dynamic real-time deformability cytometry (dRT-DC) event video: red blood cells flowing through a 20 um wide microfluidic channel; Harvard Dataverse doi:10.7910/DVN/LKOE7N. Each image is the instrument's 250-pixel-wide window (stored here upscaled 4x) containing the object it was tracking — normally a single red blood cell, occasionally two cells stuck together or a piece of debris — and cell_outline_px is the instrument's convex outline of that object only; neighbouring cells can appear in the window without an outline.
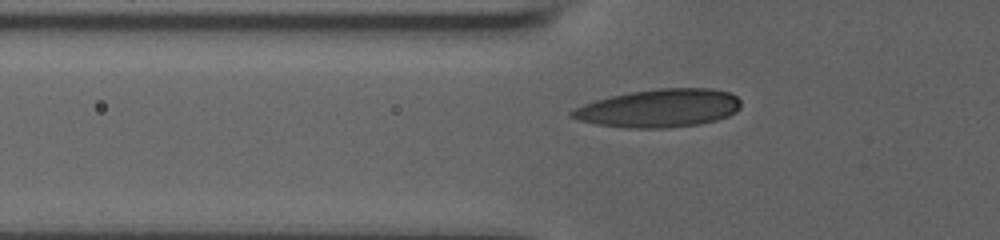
{"species": "human", "species_latin": "Homo sapiens", "temperature_condition": "room temperature", "stored_images_in_passage": 41, "camera_frame_rate_fps": 3000, "um_per_image_px": 0.085, "donor": {"sex": "male"}, "frame": {"image": 1, "passage_image": 2, "time_ms": 0.333, "image_size_px": [1000, 240], "cell_outline_px": [[740, 108], [736, 112], [728, 116], [716, 120], [700, 124], [664, 128], [628, 128], [596, 124], [580, 120], [568, 116], [568, 112], [584, 104], [596, 100], [612, 96], [632, 92], [660, 88], [712, 88], [728, 92], [736, 96], [740, 100]], "centroid_in_image_um": [56.04, 9.2], "position_along_channel_um": 69.8, "area_um2": 37.45}}
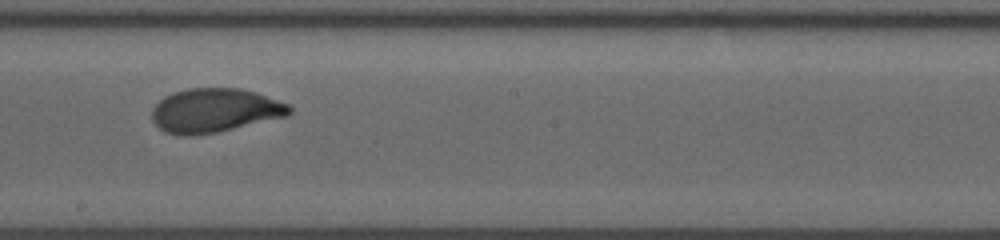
{"frame": {"image": 2, "passage_image": 18, "time_ms": 4.667, "image_size_px": [1000, 240], "cell_outline_px": [[292, 112], [288, 116], [216, 132], [192, 136], [180, 136], [164, 132], [152, 120], [152, 108], [164, 96], [172, 92], [188, 88], [240, 88], [256, 92], [288, 104], [292, 108]], "centroid_in_image_um": [18.24, 9.39], "position_along_channel_um": 230.0, "area_um2": 35.37}}
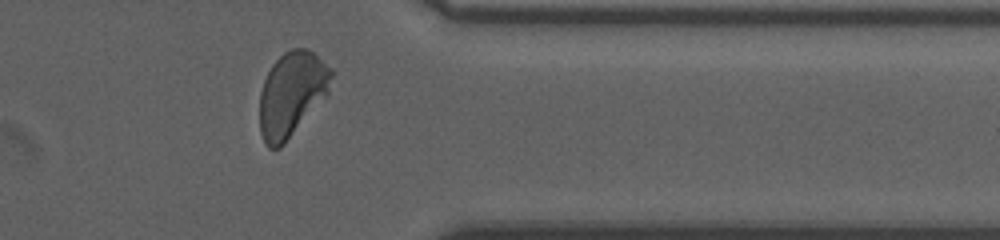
{"frame": {"image": 3, "passage_image": 35, "time_ms": 9.0, "image_size_px": [1000, 240], "cell_outline_px": [[336, 72], [328, 92], [284, 144], [280, 148], [268, 148], [264, 144], [260, 132], [260, 92], [264, 80], [272, 64], [284, 52], [292, 48], [308, 48], [332, 68]], "centroid_in_image_um": [24.8, 7.97], "position_along_channel_um": 386.6, "area_um2": 35.32}, "authors_computed_cell_mechanics": {"area_um2": 34.969, "velocity_mm_per_s": 3.7567, "shape_relaxation_time_tau1_ms": 3.3985, "shape_relaxation_time_tau2_ms": null, "deformation_change_tau1": 0.1548, "deformation_change_tau2": null}}